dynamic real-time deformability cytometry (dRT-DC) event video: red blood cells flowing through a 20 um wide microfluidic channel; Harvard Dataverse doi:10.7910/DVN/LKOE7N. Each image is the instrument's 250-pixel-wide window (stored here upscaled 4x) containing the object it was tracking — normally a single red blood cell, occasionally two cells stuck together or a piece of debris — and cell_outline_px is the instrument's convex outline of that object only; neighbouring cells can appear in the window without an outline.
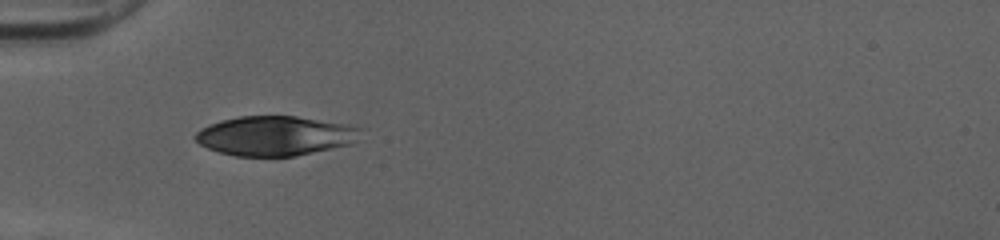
{"species": "human", "species_latin": "Homo sapiens", "temperature_condition": "cold", "stored_images_in_passage": 35, "camera_frame_rate_fps": 3000, "um_per_image_px": 0.085, "donor": {"sex": "female"}, "frame": {"image": 1, "passage_image": 1, "time_ms": 0.0, "image_size_px": [1000, 240], "cell_outline_px": [[360, 128], [348, 144], [296, 156], [236, 156], [220, 152], [208, 148], [200, 144], [192, 136], [200, 128], [220, 120], [240, 116], [296, 116], [348, 124]], "centroid_in_image_um": [23.27, 11.53], "position_along_channel_um": 61.7, "area_um2": 37.57}}
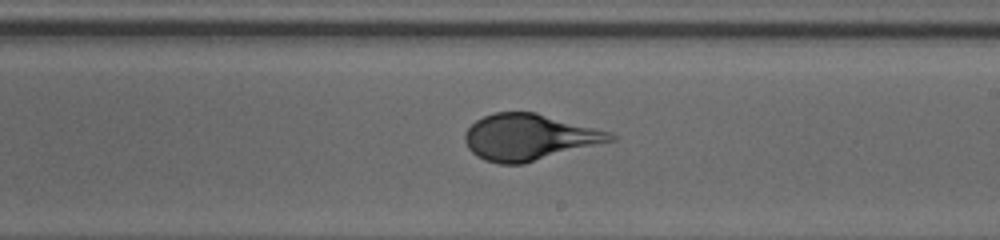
{"frame": {"image": 2, "passage_image": 15, "time_ms": 4.667, "image_size_px": [1000, 240], "cell_outline_px": [[616, 140], [524, 164], [500, 164], [484, 160], [476, 156], [468, 148], [464, 140], [464, 132], [476, 120], [484, 116], [496, 112], [536, 112], [608, 132], [616, 136]], "centroid_in_image_um": [44.94, 11.67], "position_along_channel_um": 244.1, "area_um2": 39.07}}
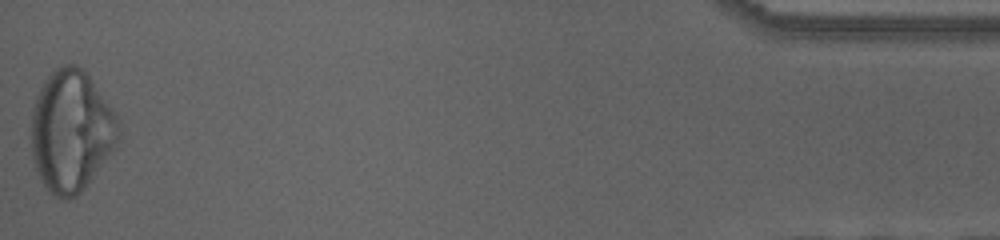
{"frame": {"image": 3, "passage_image": 35, "time_ms": 11.333, "image_size_px": [1000, 240], "cell_outline_px": [[120, 140], [80, 192], [68, 200], [64, 200], [52, 196], [48, 192], [40, 180], [32, 156], [32, 108], [36, 96], [44, 80], [56, 68], [64, 64], [76, 64], [84, 68], [88, 72], [120, 120]], "centroid_in_image_um": [6.06, 11.11], "position_along_channel_um": 429.1, "area_um2": 62.14}, "authors_computed_cell_mechanics": {"area_um2": 39.882, "velocity_mm_per_s": 4.0213, "shape_relaxation_time_tau1_ms": 3.5953, "shape_relaxation_time_tau2_ms": null, "deformation_change_tau1": 0.1693, "deformation_change_tau2": null}}